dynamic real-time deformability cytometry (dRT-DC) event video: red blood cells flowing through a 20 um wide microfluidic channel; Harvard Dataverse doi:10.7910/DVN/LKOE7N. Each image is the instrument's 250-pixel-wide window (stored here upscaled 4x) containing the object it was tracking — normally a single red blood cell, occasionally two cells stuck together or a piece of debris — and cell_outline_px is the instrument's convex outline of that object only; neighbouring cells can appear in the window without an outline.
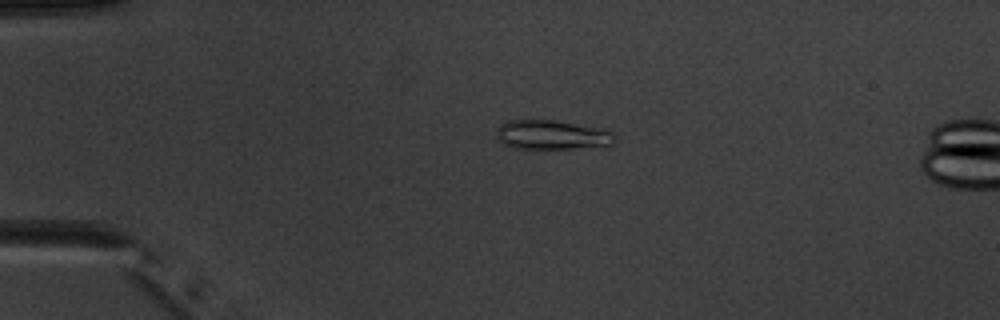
{"species": "common noctule bat (a hibernating species)", "species_latin": "Nyctalus noctula", "temperature_condition": "warm", "stored_images_in_passage": 4, "camera_frame_rate_fps": 3000, "um_per_image_px": 0.085, "animal": {"sex": "male", "body_mass_g": 20.1, "forearm_length_mm": 53.5}, "frame": {"image": 1, "passage_image": 3, "time_ms": 2.333, "image_size_px": [1000, 320], "cell_outline_px": [[616, 136], [612, 144], [572, 148], [512, 148], [504, 144], [496, 136], [496, 128], [500, 124], [508, 120], [552, 120], [604, 128], [612, 132]], "centroid_in_image_um": [46.88, 11.44], "position_along_channel_um": 38.1, "area_um2": 20.11}}